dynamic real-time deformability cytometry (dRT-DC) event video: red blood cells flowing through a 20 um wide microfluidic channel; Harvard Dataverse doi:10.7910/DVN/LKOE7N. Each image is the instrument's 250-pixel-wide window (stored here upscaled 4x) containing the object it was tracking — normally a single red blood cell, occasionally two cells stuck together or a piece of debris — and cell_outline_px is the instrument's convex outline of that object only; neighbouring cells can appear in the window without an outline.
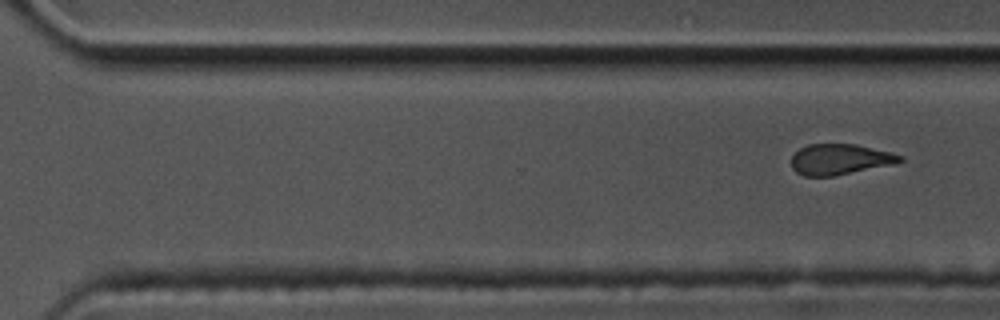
{"species": "common noctule bat (a hibernating species)", "species_latin": "Nyctalus noctula", "temperature_condition": "cold", "stored_images_in_passage": 10, "segment_of_instrument_passage": [2, 2], "camera_frame_rate_fps": 3000, "um_per_image_px": 0.085, "animal": {"sex": "male", "body_mass_g": 17.5, "forearm_length_mm": 52.3}, "frame": {"image": 1, "passage_image": 10, "time_ms": 3.0, "image_size_px": [1000, 320], "cell_outline_px": [[904, 160], [888, 164], [832, 176], [804, 176], [796, 172], [792, 168], [792, 156], [800, 148], [808, 144], [856, 144], [904, 156]], "centroid_in_image_um": [71.32, 13.53], "position_along_channel_um": 299.3, "area_um2": 18.9}}